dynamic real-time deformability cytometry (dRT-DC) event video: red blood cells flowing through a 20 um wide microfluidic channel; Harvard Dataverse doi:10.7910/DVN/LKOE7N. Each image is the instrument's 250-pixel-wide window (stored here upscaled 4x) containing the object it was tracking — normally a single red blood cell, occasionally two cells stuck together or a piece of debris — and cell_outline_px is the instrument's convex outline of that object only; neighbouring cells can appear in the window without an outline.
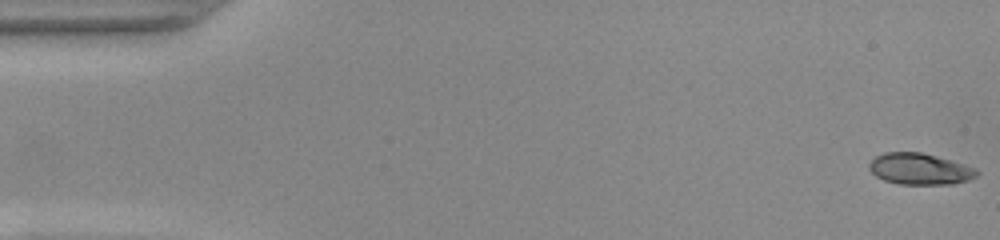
{"species": "common noctule bat (a hibernating species)", "species_latin": "Nyctalus noctula", "temperature_condition": "warm", "stored_images_in_passage": 52, "camera_frame_rate_fps": 3000, "um_per_image_px": 0.085, "animal": {"sex": "female", "body_mass_g": 22.0, "forearm_length_mm": 56.7}, "frame": {"image": 1, "passage_image": 1, "time_ms": 0.0, "image_size_px": [1000, 240], "cell_outline_px": [[980, 172], [976, 176], [968, 180], [952, 184], [900, 184], [884, 180], [876, 176], [868, 168], [868, 164], [876, 156], [884, 152], [920, 152], [936, 156], [976, 168]], "centroid_in_image_um": [78.17, 14.36], "position_along_channel_um": 6.8, "area_um2": 19.54}}
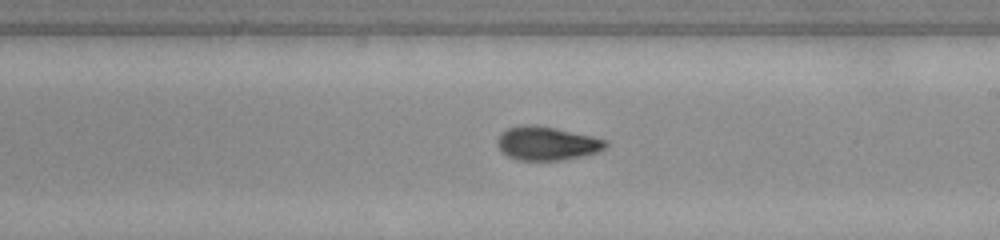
{"frame": {"image": 2, "passage_image": 30, "time_ms": 9.667, "image_size_px": [1000, 240], "cell_outline_px": [[608, 144], [604, 148], [596, 152], [580, 156], [560, 160], [516, 160], [508, 156], [500, 148], [496, 140], [500, 132], [508, 128], [524, 124], [536, 124], [556, 128], [592, 136], [608, 140]], "centroid_in_image_um": [46.46, 12.17], "position_along_channel_um": 242.5, "area_um2": 21.21}}
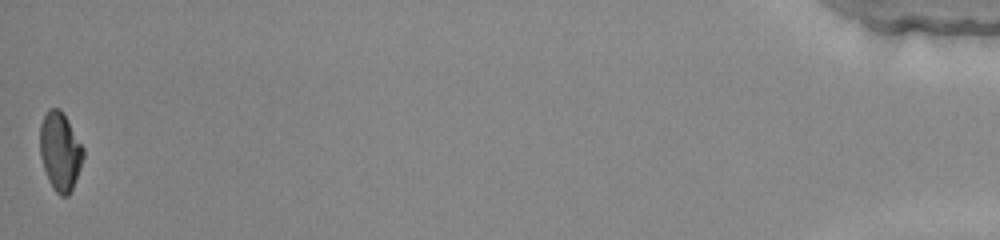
{"frame": {"image": 3, "passage_image": 52, "time_ms": 17.0, "image_size_px": [1000, 240], "cell_outline_px": [[84, 156], [80, 168], [72, 188], [68, 196], [60, 196], [52, 188], [48, 180], [40, 156], [40, 124], [48, 108], [60, 108], [84, 148]], "centroid_in_image_um": [5.1, 12.87], "position_along_channel_um": 430.1, "area_um2": 19.71}, "authors_computed_cell_mechanics": {"area_um2": 20.3167, "velocity_mm_per_s": 3.9338, "shape_relaxation_time_tau1_ms": 6.788, "shape_relaxation_time_tau2_ms": 1.4435, "deformation_change_tau1": 0.2303, "deformation_change_tau2": 0.0594}}